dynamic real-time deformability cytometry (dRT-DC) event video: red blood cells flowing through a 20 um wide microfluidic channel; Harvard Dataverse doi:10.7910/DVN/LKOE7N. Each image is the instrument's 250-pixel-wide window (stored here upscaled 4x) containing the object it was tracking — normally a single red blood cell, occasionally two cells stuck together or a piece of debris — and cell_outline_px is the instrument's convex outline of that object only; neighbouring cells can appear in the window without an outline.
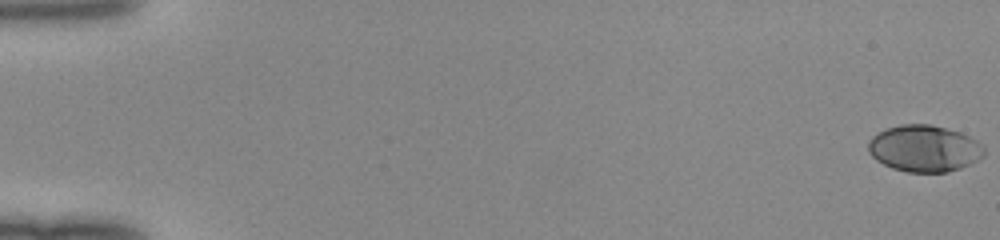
{"species": "human", "species_latin": "Homo sapiens", "temperature_condition": "room temperature", "stored_images_in_passage": 51, "camera_frame_rate_fps": 3000, "um_per_image_px": 0.085, "donor": {"sex": "female"}, "frame": {"image": 1, "passage_image": 1, "time_ms": 0.0, "image_size_px": [1000, 240], "cell_outline_px": [[984, 156], [960, 168], [948, 172], [908, 172], [892, 168], [876, 160], [868, 152], [868, 140], [872, 136], [884, 128], [900, 124], [932, 124], [960, 132], [976, 140], [984, 148]], "centroid_in_image_um": [78.52, 12.61], "position_along_channel_um": 6.5, "area_um2": 31.56}}
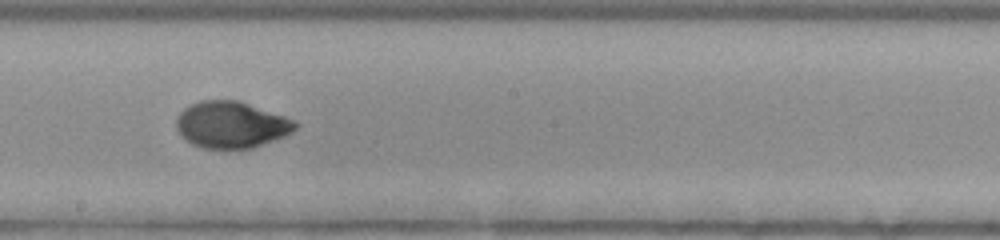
{"frame": {"image": 2, "passage_image": 30, "time_ms": 9.667, "image_size_px": [1000, 240], "cell_outline_px": [[300, 124], [292, 132], [284, 136], [252, 148], [200, 148], [192, 144], [180, 136], [176, 128], [176, 116], [184, 108], [200, 100], [240, 100], [296, 120]], "centroid_in_image_um": [19.65, 10.59], "position_along_channel_um": 228.5, "area_um2": 32.54}}
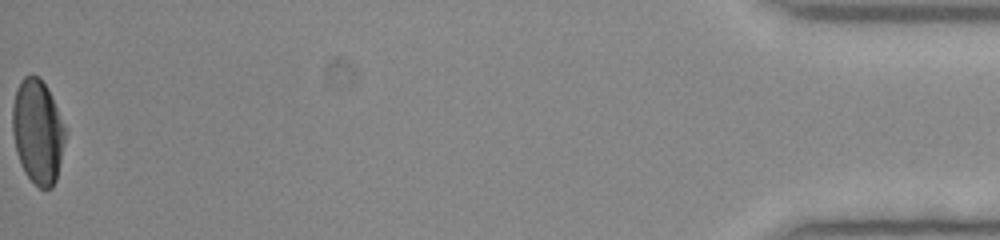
{"frame": {"image": 3, "passage_image": 51, "time_ms": 16.667, "image_size_px": [1000, 240], "cell_outline_px": [[64, 140], [56, 180], [52, 188], [40, 188], [24, 172], [20, 164], [16, 152], [12, 132], [12, 108], [16, 88], [20, 80], [24, 76], [32, 72], [48, 88], [64, 124]], "centroid_in_image_um": [3.17, 11.15], "position_along_channel_um": 432.0, "area_um2": 31.91}}